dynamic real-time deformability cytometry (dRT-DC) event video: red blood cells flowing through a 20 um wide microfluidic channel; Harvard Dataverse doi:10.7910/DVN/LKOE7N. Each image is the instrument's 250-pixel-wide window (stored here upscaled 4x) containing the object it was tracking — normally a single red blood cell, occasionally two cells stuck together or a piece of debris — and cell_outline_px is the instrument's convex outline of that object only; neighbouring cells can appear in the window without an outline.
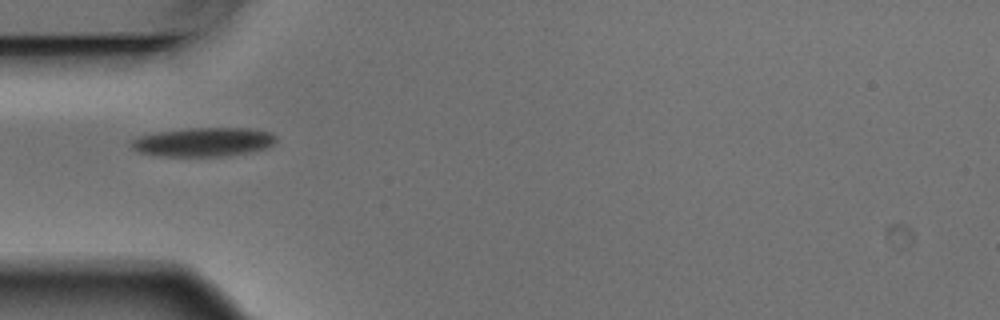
{"species": "Egyptian fruit bat (a non-hibernating species)", "species_latin": "Rousettus aegyptiacus", "temperature_condition": "warm", "stored_images_in_passage": 2, "camera_frame_rate_fps": 3000, "um_per_image_px": 0.085, "animal": {"sex": "male"}, "frame": {"image": 1, "passage_image": 1, "time_ms": 0.0, "image_size_px": [1000, 320], "cell_outline_px": [[276, 140], [272, 144], [264, 148], [252, 152], [228, 156], [156, 156], [136, 152], [128, 144], [132, 140], [140, 136], [160, 132], [188, 128], [248, 128], [268, 132], [276, 136]], "centroid_in_image_um": [17.25, 12.08], "position_along_channel_um": 67.7, "area_um2": 24.45}}
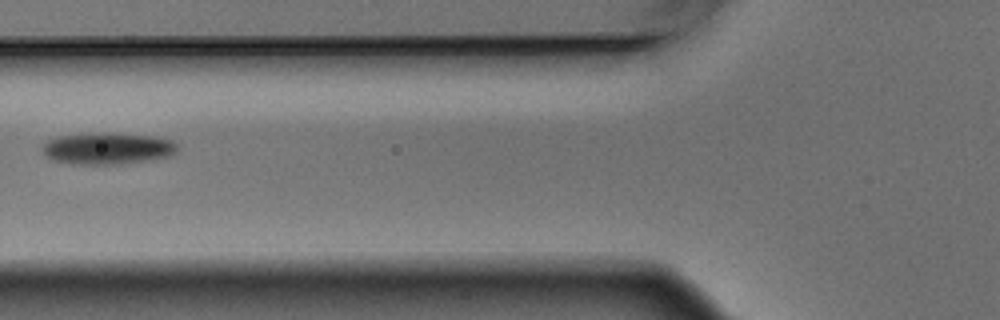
{"frame": {"image": 2, "passage_image": 2, "time_ms": 0.333, "image_size_px": [1000, 320], "cell_outline_px": [[176, 152], [172, 156], [120, 164], [72, 164], [52, 160], [44, 152], [44, 144], [48, 140], [56, 136], [100, 132], [112, 132], [152, 136], [172, 140], [176, 144]], "centroid_in_image_um": [9.15, 12.6], "position_along_channel_um": 116.7, "area_um2": 24.97}}